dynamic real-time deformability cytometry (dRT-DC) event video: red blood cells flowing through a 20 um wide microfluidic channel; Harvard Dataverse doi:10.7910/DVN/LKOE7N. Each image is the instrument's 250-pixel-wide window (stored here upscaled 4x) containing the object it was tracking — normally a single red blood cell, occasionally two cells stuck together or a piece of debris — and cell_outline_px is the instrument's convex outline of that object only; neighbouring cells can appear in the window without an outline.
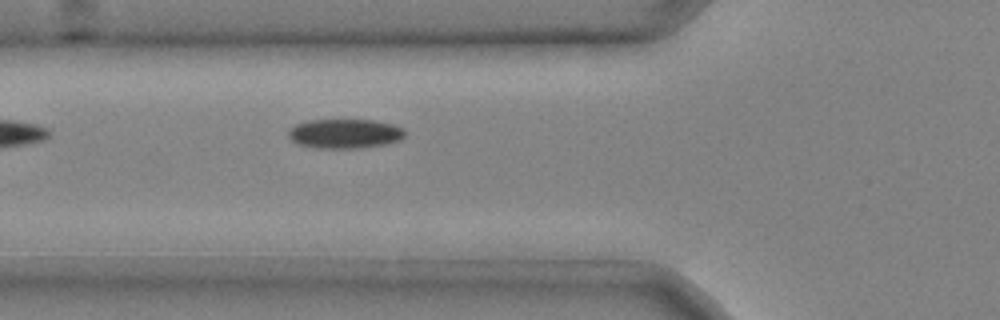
{"species": "common noctule bat (a hibernating species)", "species_latin": "Nyctalus noctula", "temperature_condition": "cold", "stored_images_in_passage": 5, "camera_frame_rate_fps": 3000, "um_per_image_px": 0.085, "animal": {"sex": "male", "body_mass_g": 20.4}, "frame": {"image": 1, "passage_image": 5, "time_ms": 1.333, "image_size_px": [1000, 320], "cell_outline_px": [[404, 136], [400, 140], [384, 144], [356, 148], [316, 148], [296, 144], [288, 136], [288, 128], [296, 124], [308, 120], [372, 120], [392, 124], [404, 128]], "centroid_in_image_um": [29.26, 11.36], "position_along_channel_um": 96.5, "area_um2": 20.0}}